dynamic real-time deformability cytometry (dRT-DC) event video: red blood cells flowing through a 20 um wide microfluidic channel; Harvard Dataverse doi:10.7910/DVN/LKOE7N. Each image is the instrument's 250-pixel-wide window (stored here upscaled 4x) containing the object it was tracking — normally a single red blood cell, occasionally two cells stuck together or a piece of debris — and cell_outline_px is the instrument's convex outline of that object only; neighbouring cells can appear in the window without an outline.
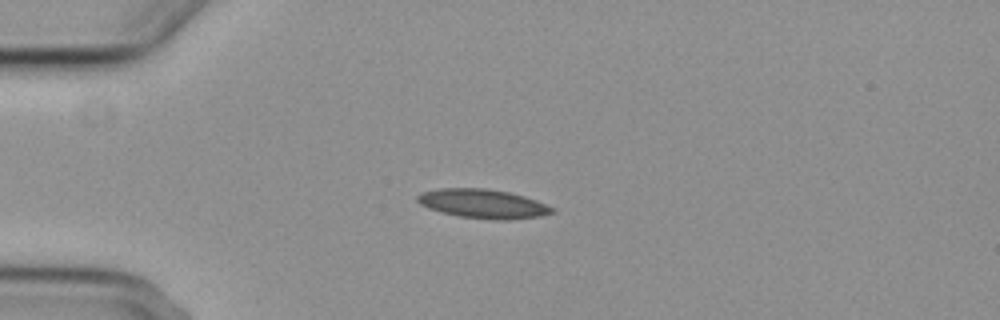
{"species": "common noctule bat (a hibernating species)", "species_latin": "Nyctalus noctula", "temperature_condition": "cold", "stored_images_in_passage": 8, "camera_frame_rate_fps": 3000, "um_per_image_px": 0.085, "animal": {"sex": "female", "body_mass_g": 29.2, "forearm_length_mm": 56.3}, "frame": {"image": 1, "passage_image": 4, "time_ms": 3.667, "image_size_px": [1000, 320], "cell_outline_px": [[556, 212], [540, 216], [508, 220], [496, 220], [460, 216], [440, 212], [428, 208], [420, 204], [416, 200], [416, 196], [420, 192], [440, 188], [484, 188], [508, 192], [524, 196], [536, 200], [556, 208]], "centroid_in_image_um": [41.05, 17.31], "position_along_channel_um": 43.9, "area_um2": 22.95}}
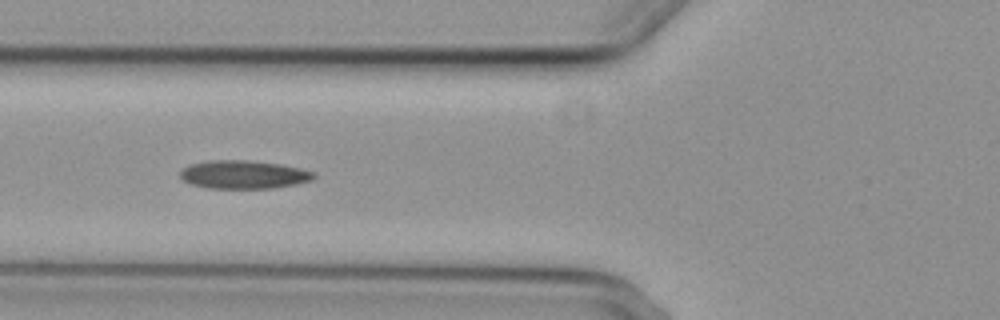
{"frame": {"image": 2, "passage_image": 6, "time_ms": 6.0, "image_size_px": [1000, 320], "cell_outline_px": [[316, 176], [312, 180], [296, 184], [272, 188], [208, 188], [192, 184], [184, 180], [180, 176], [180, 172], [188, 164], [208, 160], [248, 160], [280, 164], [300, 168], [316, 172]], "centroid_in_image_um": [20.72, 14.83], "position_along_channel_um": 105.1, "area_um2": 22.08}}
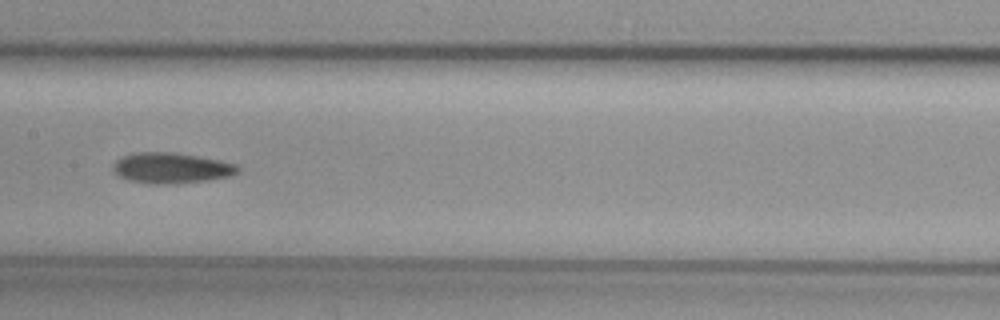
{"frame": {"image": 3, "passage_image": 8, "time_ms": 8.333, "image_size_px": [1000, 320], "cell_outline_px": [[240, 172], [232, 176], [208, 180], [176, 184], [148, 184], [128, 180], [116, 176], [112, 172], [112, 164], [120, 156], [132, 152], [172, 152], [220, 160], [236, 164], [240, 168]], "centroid_in_image_um": [14.51, 14.29], "position_along_channel_um": 192.9, "area_um2": 22.83}}